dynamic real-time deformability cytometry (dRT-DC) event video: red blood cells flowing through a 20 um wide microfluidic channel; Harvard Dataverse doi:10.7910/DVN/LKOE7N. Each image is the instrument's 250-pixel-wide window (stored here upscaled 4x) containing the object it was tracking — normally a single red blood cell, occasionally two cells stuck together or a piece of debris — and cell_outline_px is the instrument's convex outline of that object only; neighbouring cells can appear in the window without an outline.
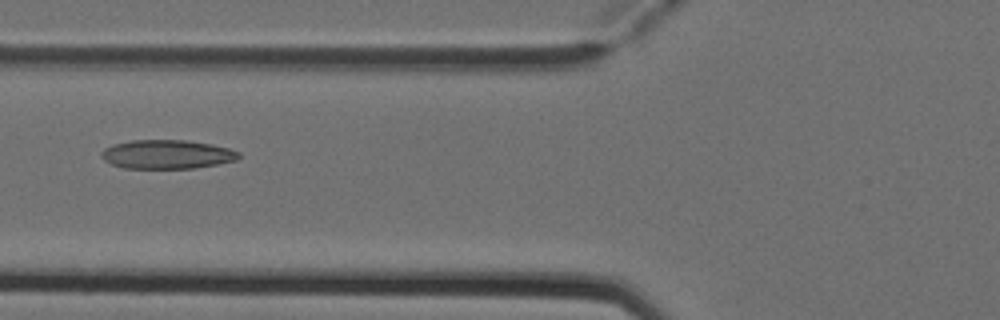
{"species": "Egyptian fruit bat (a non-hibernating species)", "species_latin": "Rousettus aegyptiacus", "temperature_condition": "cold", "stored_images_in_passage": 4, "camera_frame_rate_fps": 3000, "um_per_image_px": 0.085, "animal": {"sex": "female"}, "frame": {"image": 1, "passage_image": 3, "time_ms": 0.667, "image_size_px": [1000, 320], "cell_outline_px": [[240, 156], [236, 160], [216, 164], [192, 168], [124, 168], [112, 164], [104, 160], [100, 156], [100, 152], [104, 148], [112, 144], [132, 140], [184, 140], [212, 144], [228, 148], [240, 152]], "centroid_in_image_um": [14.16, 13.11], "position_along_channel_um": 111.6, "area_um2": 23.12}}
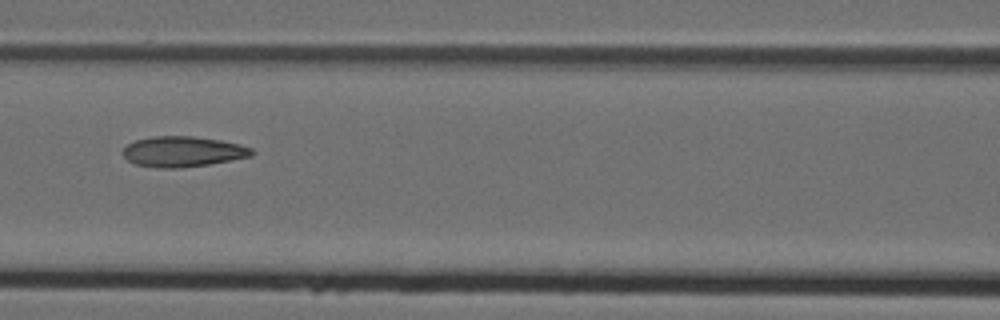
{"frame": {"image": 2, "passage_image": 4, "time_ms": 1.0, "image_size_px": [1000, 320], "cell_outline_px": [[256, 152], [252, 156], [208, 164], [180, 168], [160, 168], [136, 164], [128, 160], [120, 152], [128, 144], [136, 140], [152, 136], [192, 136], [220, 140], [240, 144], [252, 148]], "centroid_in_image_um": [15.55, 12.88], "position_along_channel_um": 151.1, "area_um2": 22.89}}